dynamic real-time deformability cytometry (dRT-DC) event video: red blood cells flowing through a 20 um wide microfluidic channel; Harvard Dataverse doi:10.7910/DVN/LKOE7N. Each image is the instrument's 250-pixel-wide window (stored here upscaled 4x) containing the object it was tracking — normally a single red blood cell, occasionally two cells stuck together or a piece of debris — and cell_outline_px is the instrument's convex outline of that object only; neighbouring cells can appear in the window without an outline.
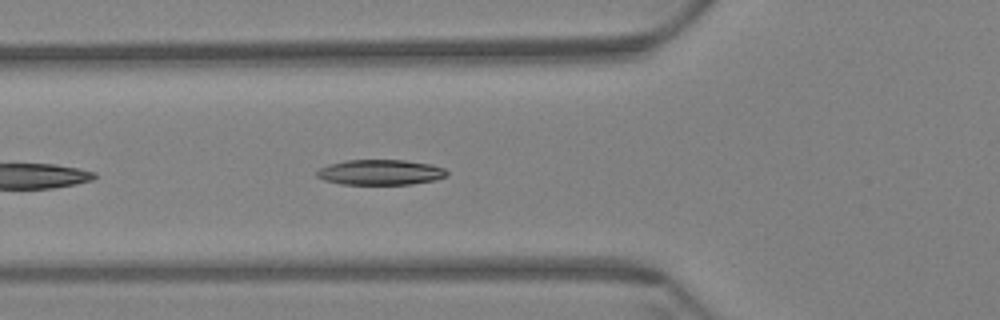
{"species": "Egyptian fruit bat (a non-hibernating species)", "species_latin": "Rousettus aegyptiacus", "temperature_condition": "warm", "stored_images_in_passage": 10, "camera_frame_rate_fps": 3000, "um_per_image_px": 0.085, "animal": {"sex": "female"}, "frame": {"image": 1, "passage_image": 6, "time_ms": 1.667, "image_size_px": [1000, 320], "cell_outline_px": [[448, 176], [436, 180], [412, 184], [340, 184], [324, 180], [316, 176], [316, 172], [320, 168], [328, 164], [344, 160], [404, 160], [432, 164], [444, 168], [448, 172]], "centroid_in_image_um": [32.35, 14.64], "position_along_channel_um": 93.5, "area_um2": 19.36}}
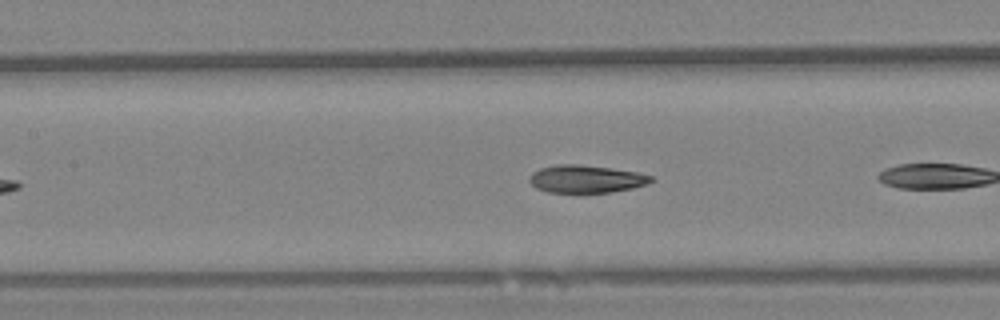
{"frame": {"image": 2, "passage_image": 9, "time_ms": 2.667, "image_size_px": [1000, 320], "cell_outline_px": [[652, 180], [648, 184], [632, 188], [612, 192], [548, 192], [536, 188], [528, 180], [528, 176], [532, 172], [540, 168], [556, 164], [576, 164], [608, 168], [636, 172], [652, 176]], "centroid_in_image_um": [49.77, 15.21], "position_along_channel_um": 157.6, "area_um2": 19.48}}